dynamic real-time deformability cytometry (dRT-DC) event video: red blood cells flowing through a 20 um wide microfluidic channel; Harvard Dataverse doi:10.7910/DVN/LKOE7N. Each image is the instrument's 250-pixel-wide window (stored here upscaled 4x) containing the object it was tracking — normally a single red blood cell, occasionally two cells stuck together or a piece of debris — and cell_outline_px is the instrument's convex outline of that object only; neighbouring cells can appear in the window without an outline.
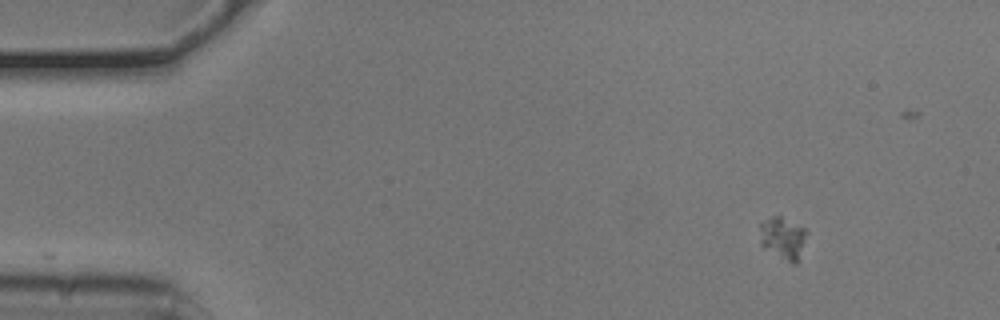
{"species": "common noctule bat (a hibernating species)", "species_latin": "Nyctalus noctula", "temperature_condition": "cold", "stored_images_in_passage": 31, "camera_frame_rate_fps": 3000, "um_per_image_px": 0.085, "animal": {"sex": "male", "body_mass_g": 20.5, "forearm_length_mm": 52.5}, "frame": {"image": 1, "passage_image": 1, "time_ms": 0.0, "image_size_px": [1000, 320], "cell_outline_px": [[808, 232], [796, 264], [792, 264], [764, 248], [760, 244], [760, 224], [772, 216], [780, 216], [804, 228]], "centroid_in_image_um": [66.54, 20.24], "position_along_channel_um": 18.5, "area_um2": 11.33}}
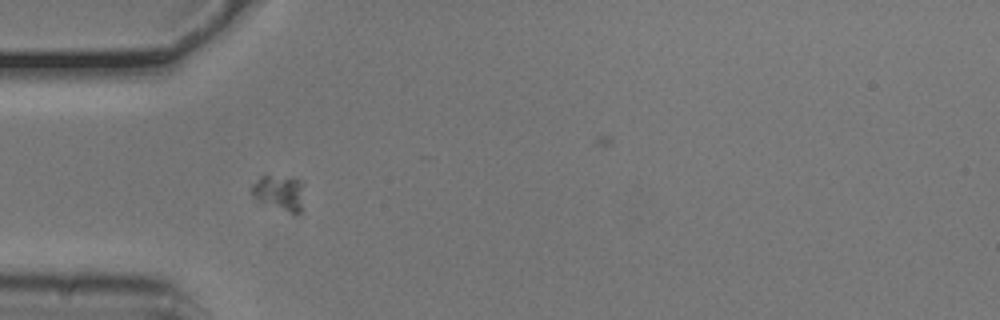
{"frame": {"image": 2, "passage_image": 12, "time_ms": 3.667, "image_size_px": [1000, 320], "cell_outline_px": [[304, 180], [300, 212], [296, 216], [292, 216], [260, 204], [252, 196], [252, 184], [264, 172]], "centroid_in_image_um": [23.72, 16.4], "position_along_channel_um": 61.3, "area_um2": 11.91}}
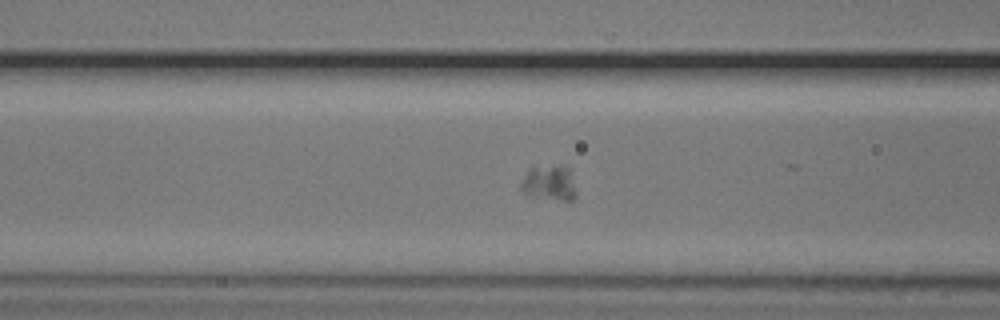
{"frame": {"image": 3, "passage_image": 17, "time_ms": 5.333, "image_size_px": [1000, 320], "cell_outline_px": [[576, 196], [572, 200], [564, 200], [532, 196], [524, 192], [520, 188], [520, 184], [528, 172], [532, 168], [568, 168], [576, 192]], "centroid_in_image_um": [46.69, 15.62], "position_along_channel_um": 119.9, "area_um2": 10.46}}